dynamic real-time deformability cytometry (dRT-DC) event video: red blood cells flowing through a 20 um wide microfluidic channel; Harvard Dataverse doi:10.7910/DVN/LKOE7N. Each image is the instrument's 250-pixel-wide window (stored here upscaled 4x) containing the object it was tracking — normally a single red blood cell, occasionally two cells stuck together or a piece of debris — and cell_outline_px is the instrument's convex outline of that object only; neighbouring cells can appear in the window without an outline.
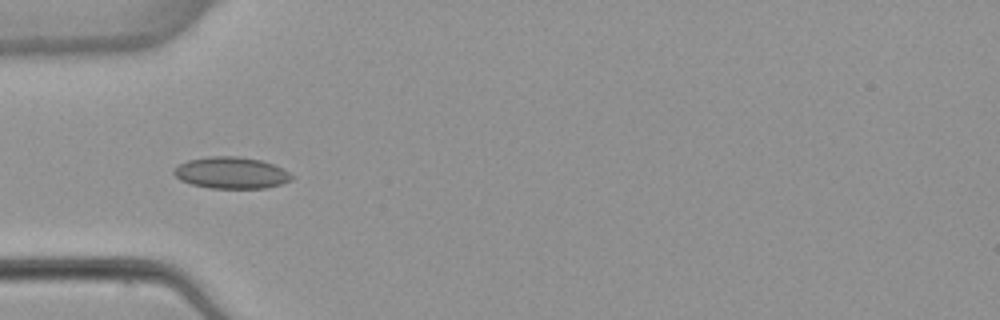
{"species": "common noctule bat (a hibernating species)", "species_latin": "Nyctalus noctula", "temperature_condition": "warm", "stored_images_in_passage": 7, "camera_frame_rate_fps": 3000, "um_per_image_px": 0.085, "animal": {"sex": "female", "body_mass_g": 22.7, "forearm_length_mm": 54.2}, "frame": {"image": 1, "passage_image": 5, "time_ms": 5.0, "image_size_px": [1000, 320], "cell_outline_px": [[296, 176], [292, 180], [280, 184], [264, 188], [208, 188], [192, 184], [180, 180], [172, 172], [180, 164], [188, 160], [208, 156], [236, 156], [260, 160], [284, 168]], "centroid_in_image_um": [19.69, 14.69], "position_along_channel_um": 65.3, "area_um2": 21.73}}
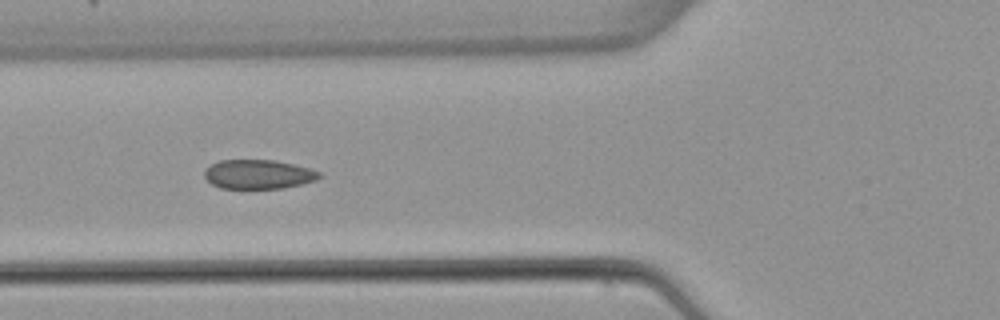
{"frame": {"image": 2, "passage_image": 6, "time_ms": 6.0, "image_size_px": [1000, 320], "cell_outline_px": [[324, 176], [316, 180], [284, 188], [220, 188], [212, 184], [204, 176], [204, 168], [220, 160], [276, 160], [308, 168], [320, 172]], "centroid_in_image_um": [21.95, 14.81], "position_along_channel_um": 103.8, "area_um2": 19.54}}
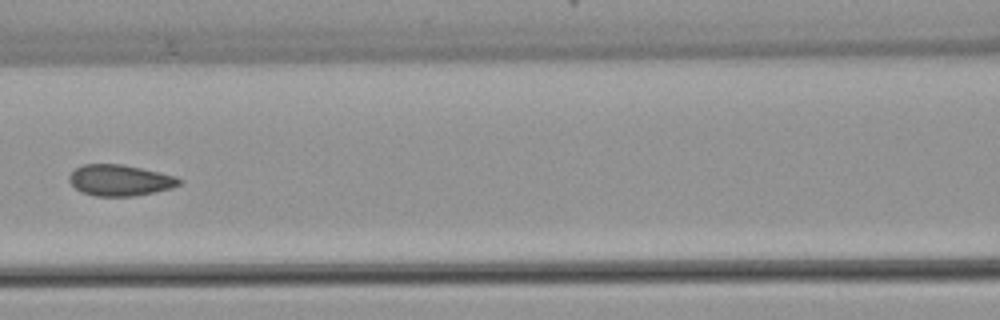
{"frame": {"image": 3, "passage_image": 7, "time_ms": 7.333, "image_size_px": [1000, 320], "cell_outline_px": [[184, 180], [180, 184], [172, 188], [132, 196], [96, 196], [80, 192], [68, 180], [68, 176], [76, 168], [84, 164], [124, 164], [160, 172], [176, 176]], "centroid_in_image_um": [10.2, 15.31], "position_along_channel_um": 156.4, "area_um2": 20.0}}